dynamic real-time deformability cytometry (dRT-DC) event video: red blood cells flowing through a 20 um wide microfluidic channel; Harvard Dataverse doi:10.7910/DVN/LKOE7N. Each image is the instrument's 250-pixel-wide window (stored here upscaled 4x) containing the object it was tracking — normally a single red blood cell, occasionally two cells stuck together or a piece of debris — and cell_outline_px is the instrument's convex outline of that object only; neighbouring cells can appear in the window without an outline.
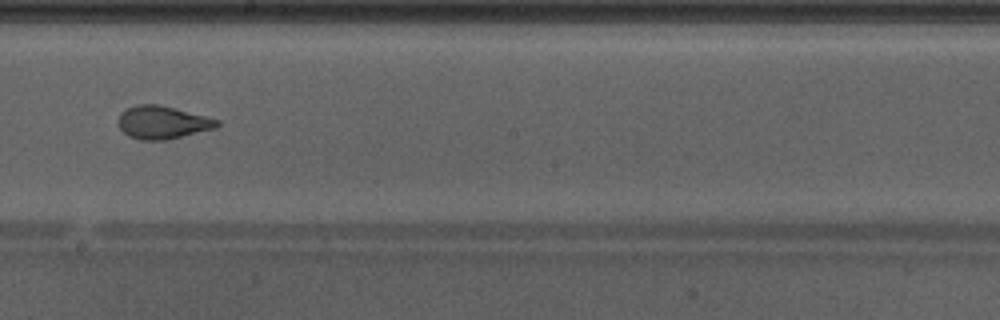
{"species": "Egyptian fruit bat (a non-hibernating species)", "species_latin": "Rousettus aegyptiacus", "temperature_condition": "warm", "stored_images_in_passage": 47, "camera_frame_rate_fps": 3000, "um_per_image_px": 0.085, "animal": {"sex": "male"}, "frame": {"image": 1, "passage_image": 27, "time_ms": 8.667, "image_size_px": [1000, 320], "cell_outline_px": [[220, 124], [216, 128], [164, 140], [140, 140], [128, 136], [120, 128], [120, 112], [136, 104], [156, 104], [220, 120]], "centroid_in_image_um": [13.8, 10.41], "position_along_channel_um": 234.4, "area_um2": 18.55}, "authors_computed_cell_mechanics": {"area_um2": 20.23, "velocity_mm_per_s": 4.3, "shape_relaxation_time_tau1_ms": 5.563, "shape_relaxation_time_tau2_ms": 1.1897, "deformation_change_tau1": 0.1909, "deformation_change_tau2": 0.0726}}